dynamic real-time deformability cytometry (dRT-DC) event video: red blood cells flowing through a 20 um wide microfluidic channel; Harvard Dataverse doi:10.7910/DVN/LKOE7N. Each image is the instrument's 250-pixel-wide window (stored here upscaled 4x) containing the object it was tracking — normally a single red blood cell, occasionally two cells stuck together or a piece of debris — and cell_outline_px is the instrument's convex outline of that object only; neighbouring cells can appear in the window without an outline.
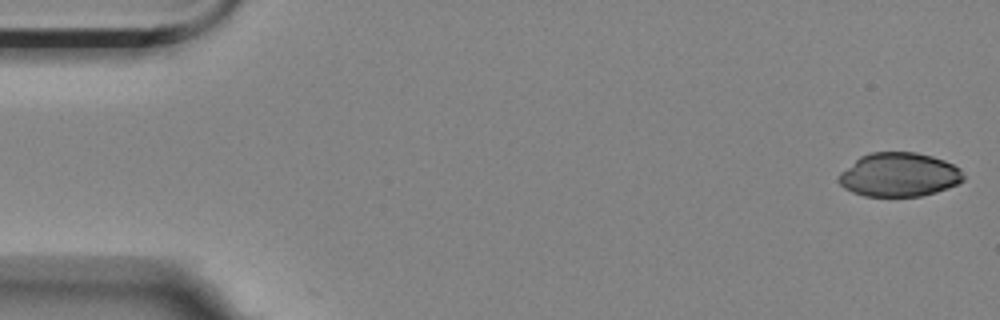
{"species": "Egyptian fruit bat (a non-hibernating species)", "species_latin": "Rousettus aegyptiacus", "temperature_condition": "room temperature", "stored_images_in_passage": 55, "camera_frame_rate_fps": 3000, "um_per_image_px": 0.085, "animal": {"sex": "female"}, "frame": {"image": 1, "passage_image": 1, "time_ms": 0.0, "image_size_px": [1000, 320], "cell_outline_px": [[964, 180], [948, 188], [936, 192], [920, 196], [864, 196], [852, 192], [844, 188], [840, 184], [840, 172], [860, 156], [868, 152], [916, 152], [932, 156], [944, 160], [960, 168], [964, 176]], "centroid_in_image_um": [76.43, 14.84], "position_along_channel_um": 8.6, "area_um2": 31.91}}
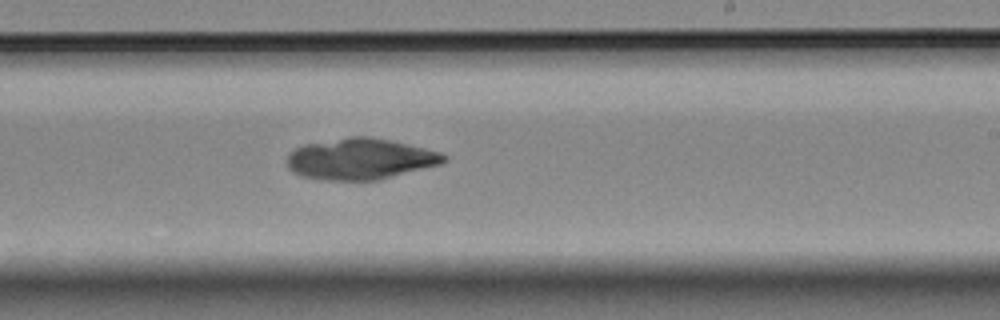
{"frame": {"image": 2, "passage_image": 33, "time_ms": 10.667, "image_size_px": [1000, 320], "cell_outline_px": [[448, 160], [440, 164], [380, 180], [320, 180], [304, 176], [292, 172], [288, 168], [288, 152], [304, 144], [352, 136], [368, 136], [392, 140], [440, 152], [448, 156]], "centroid_in_image_um": [30.63, 13.51], "position_along_channel_um": 258.4, "area_um2": 37.69}}
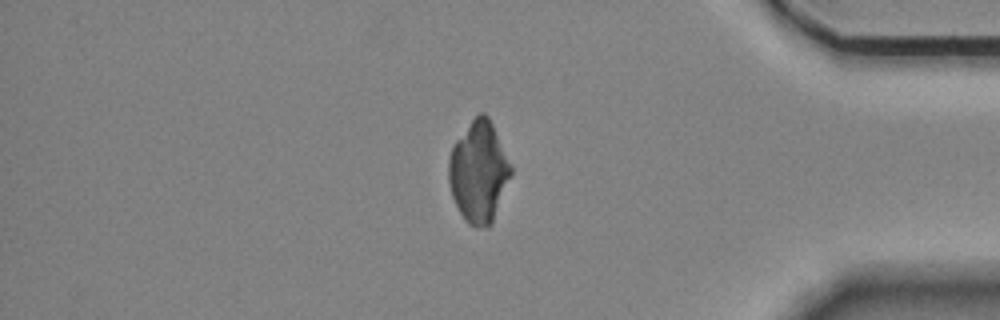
{"frame": {"image": 3, "passage_image": 47, "time_ms": 15.333, "image_size_px": [1000, 320], "cell_outline_px": [[512, 176], [492, 224], [488, 228], [476, 228], [468, 224], [464, 220], [452, 196], [448, 180], [448, 160], [452, 144], [472, 120], [480, 112], [484, 112], [488, 116], [512, 164]], "centroid_in_image_um": [40.7, 14.64], "position_along_channel_um": 394.5, "area_um2": 37.17}}